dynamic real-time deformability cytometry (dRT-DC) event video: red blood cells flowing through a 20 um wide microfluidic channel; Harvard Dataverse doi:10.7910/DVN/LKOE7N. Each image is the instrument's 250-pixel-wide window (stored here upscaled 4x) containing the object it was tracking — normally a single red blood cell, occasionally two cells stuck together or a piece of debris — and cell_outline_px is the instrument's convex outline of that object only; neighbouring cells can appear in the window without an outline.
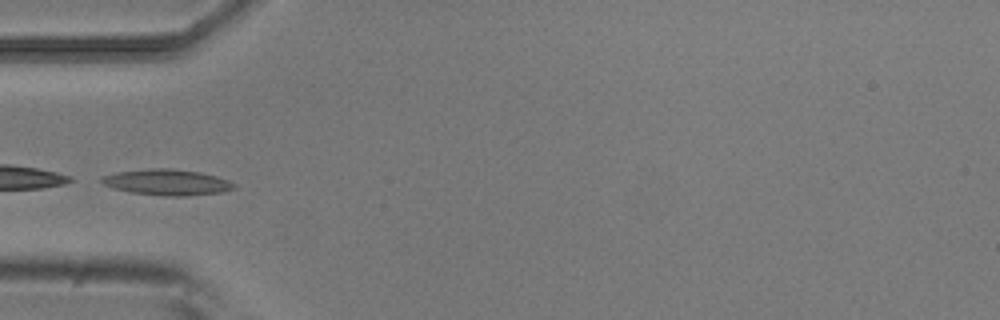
{"species": "common noctule bat (a hibernating species)", "species_latin": "Nyctalus noctula", "temperature_condition": "room temperature", "stored_images_in_passage": 7, "camera_frame_rate_fps": 3000, "um_per_image_px": 0.085, "animal": {"sex": "male", "body_mass_g": 20.5, "forearm_length_mm": 52.5}, "frame": {"image": 1, "passage_image": 4, "time_ms": 1.0, "image_size_px": [1000, 320], "cell_outline_px": [[236, 188], [224, 192], [184, 196], [164, 196], [132, 192], [116, 188], [104, 184], [100, 180], [100, 176], [116, 172], [148, 168], [168, 168], [200, 172], [216, 176], [228, 180], [236, 184]], "centroid_in_image_um": [14.22, 15.48], "position_along_channel_um": 70.8, "area_um2": 20.0}}
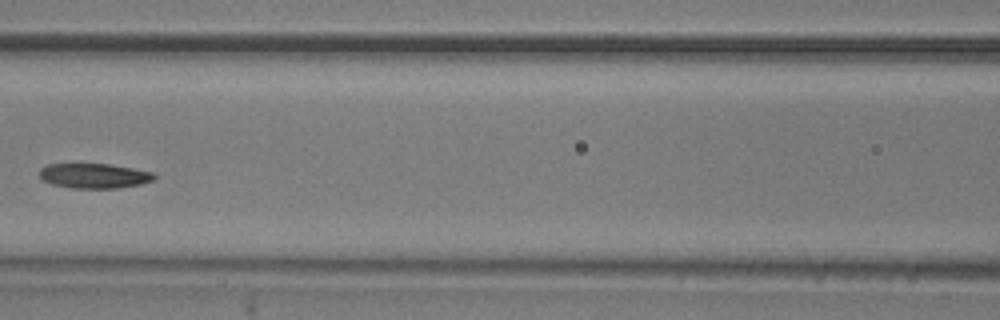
{"frame": {"image": 2, "passage_image": 6, "time_ms": 1.667, "image_size_px": [1000, 320], "cell_outline_px": [[156, 180], [140, 184], [116, 188], [72, 188], [52, 184], [44, 180], [40, 176], [40, 168], [48, 164], [112, 164], [152, 172], [156, 176]], "centroid_in_image_um": [8.03, 14.94], "position_along_channel_um": 158.6, "area_um2": 16.59}}
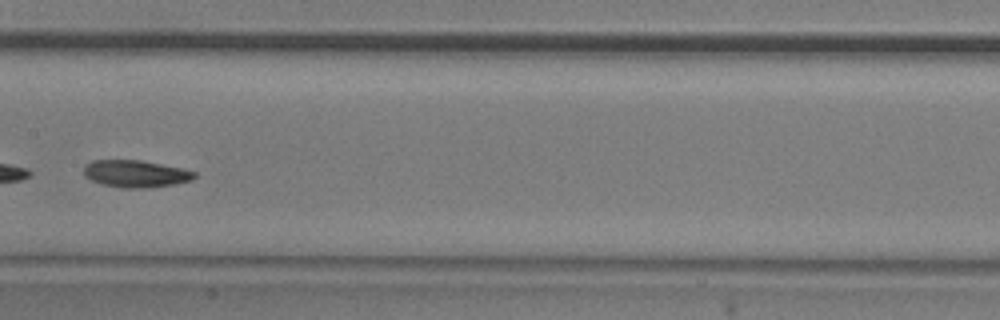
{"frame": {"image": 3, "passage_image": 7, "time_ms": 2.0, "image_size_px": [1000, 320], "cell_outline_px": [[196, 176], [192, 180], [172, 184], [144, 188], [120, 188], [104, 184], [92, 180], [84, 176], [84, 164], [92, 160], [140, 160], [180, 168], [196, 172]], "centroid_in_image_um": [11.49, 14.76], "position_along_channel_um": 195.9, "area_um2": 17.34}}